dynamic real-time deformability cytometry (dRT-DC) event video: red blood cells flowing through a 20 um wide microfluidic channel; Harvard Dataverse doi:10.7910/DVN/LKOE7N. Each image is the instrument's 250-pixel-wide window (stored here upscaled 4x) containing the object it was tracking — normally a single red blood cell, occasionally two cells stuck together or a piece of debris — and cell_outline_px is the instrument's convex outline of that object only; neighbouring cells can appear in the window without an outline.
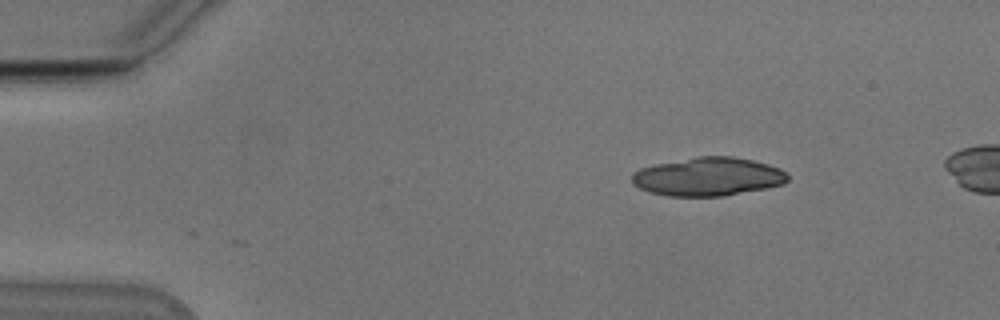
{"species": "Egyptian fruit bat (a non-hibernating species)", "species_latin": "Rousettus aegyptiacus", "temperature_condition": "cold", "stored_images_in_passage": 2, "camera_frame_rate_fps": 3000, "um_per_image_px": 0.085, "animal": {"sex": "male"}, "frame": {"image": 1, "passage_image": 2, "time_ms": 0.333, "image_size_px": [1000, 320], "cell_outline_px": [[788, 180], [784, 184], [768, 188], [720, 196], [668, 196], [652, 192], [640, 188], [632, 184], [632, 172], [640, 168], [656, 164], [696, 156], [732, 156], [752, 160], [768, 164], [780, 168], [788, 172]], "centroid_in_image_um": [60.21, 15.01], "position_along_channel_um": 24.8, "area_um2": 35.03}}